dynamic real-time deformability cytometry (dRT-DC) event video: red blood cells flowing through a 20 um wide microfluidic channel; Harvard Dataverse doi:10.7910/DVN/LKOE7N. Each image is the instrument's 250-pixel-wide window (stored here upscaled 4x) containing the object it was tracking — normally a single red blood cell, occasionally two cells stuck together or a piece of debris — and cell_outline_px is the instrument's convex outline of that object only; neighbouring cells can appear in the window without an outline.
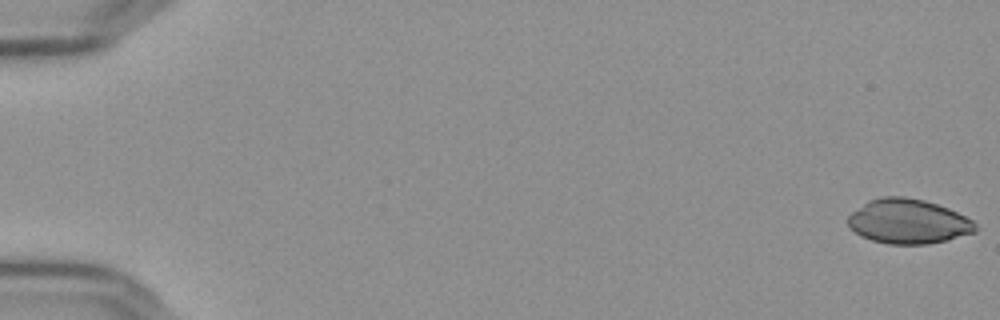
{"species": "Egyptian fruit bat (a non-hibernating species)", "species_latin": "Rousettus aegyptiacus", "temperature_condition": "cold", "stored_images_in_passage": 56, "camera_frame_rate_fps": 3000, "um_per_image_px": 0.085, "frame": {"image": 1, "passage_image": 1, "time_ms": 0.0, "image_size_px": [1000, 320], "cell_outline_px": [[976, 232], [948, 240], [928, 244], [888, 244], [872, 240], [860, 236], [848, 224], [848, 216], [852, 212], [868, 200], [880, 196], [904, 196], [924, 200], [948, 208], [972, 220], [976, 224]], "centroid_in_image_um": [77.2, 18.82], "position_along_channel_um": 7.8, "area_um2": 33.12}}
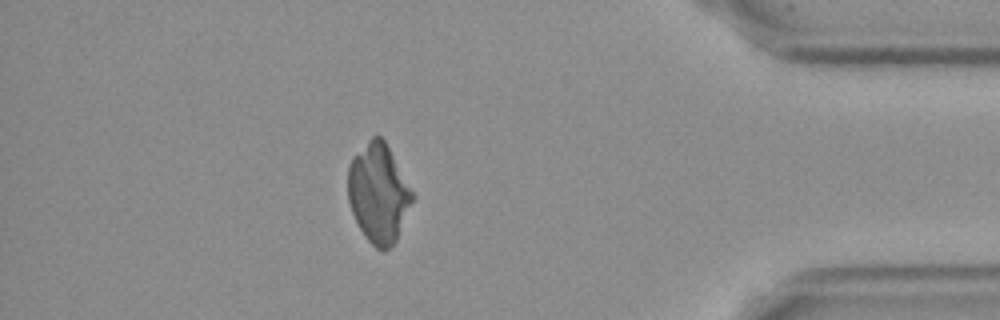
{"frame": {"image": 2, "passage_image": 50, "time_ms": 16.333, "image_size_px": [1000, 320], "cell_outline_px": [[416, 196], [396, 240], [384, 252], [376, 248], [364, 236], [352, 212], [348, 200], [348, 168], [352, 156], [372, 136], [380, 136], [384, 140]], "centroid_in_image_um": [32.18, 16.42], "position_along_channel_um": 403.0, "area_um2": 37.17}}